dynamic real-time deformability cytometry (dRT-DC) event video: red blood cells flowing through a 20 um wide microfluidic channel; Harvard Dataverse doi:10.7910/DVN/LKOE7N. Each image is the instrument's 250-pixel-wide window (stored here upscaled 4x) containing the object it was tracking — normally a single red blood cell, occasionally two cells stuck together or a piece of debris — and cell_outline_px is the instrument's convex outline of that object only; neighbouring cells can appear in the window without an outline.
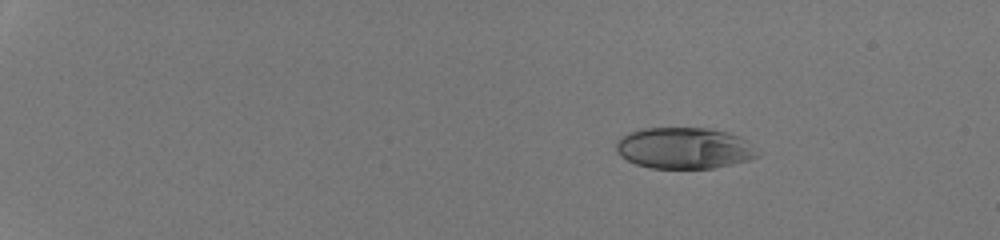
{"species": "human", "species_latin": "Homo sapiens", "temperature_condition": "room temperature", "stored_images_in_passage": 43, "camera_frame_rate_fps": 3000, "um_per_image_px": 0.085, "donor": {"sex": "male"}, "frame": {"image": 1, "passage_image": 1, "time_ms": 0.0, "image_size_px": [1000, 240], "cell_outline_px": [[760, 152], [756, 156], [748, 160], [716, 168], [652, 168], [636, 164], [620, 156], [616, 152], [616, 144], [620, 136], [628, 132], [644, 128], [708, 128], [728, 132], [740, 136], [760, 148]], "centroid_in_image_um": [58.19, 12.58], "position_along_channel_um": 26.8, "area_um2": 34.39}}
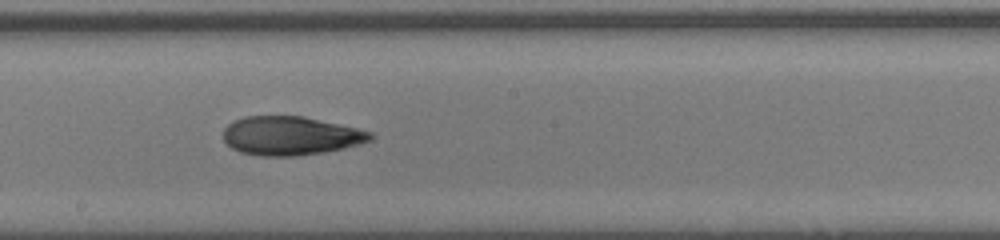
{"frame": {"image": 2, "passage_image": 25, "time_ms": 8.0, "image_size_px": [1000, 240], "cell_outline_px": [[372, 140], [360, 144], [344, 148], [324, 152], [296, 156], [260, 156], [240, 152], [232, 148], [224, 140], [224, 128], [228, 124], [244, 116], [304, 116], [356, 128], [372, 132]], "centroid_in_image_um": [24.7, 11.54], "position_along_channel_um": 223.5, "area_um2": 33.18}}
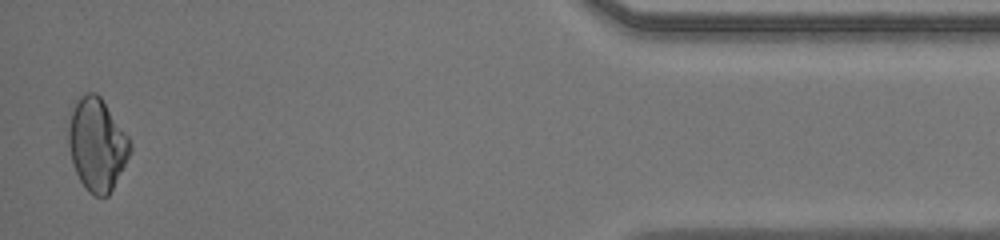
{"frame": {"image": 3, "passage_image": 43, "time_ms": 14.0, "image_size_px": [1000, 240], "cell_outline_px": [[132, 152], [108, 196], [96, 196], [88, 192], [80, 180], [76, 172], [72, 160], [68, 144], [68, 112], [80, 96], [88, 92], [96, 92], [100, 96], [128, 136], [132, 144]], "centroid_in_image_um": [8.23, 12.26], "position_along_channel_um": 427.0, "area_um2": 33.41}, "authors_computed_cell_mechanics": {"area_um2": 33.524, "velocity_mm_per_s": 4.3093, "shape_relaxation_time_tau1_ms": null, "shape_relaxation_time_tau2_ms": 2.2496, "deformation_change_tau1": null, "deformation_change_tau2": 0.0822}}